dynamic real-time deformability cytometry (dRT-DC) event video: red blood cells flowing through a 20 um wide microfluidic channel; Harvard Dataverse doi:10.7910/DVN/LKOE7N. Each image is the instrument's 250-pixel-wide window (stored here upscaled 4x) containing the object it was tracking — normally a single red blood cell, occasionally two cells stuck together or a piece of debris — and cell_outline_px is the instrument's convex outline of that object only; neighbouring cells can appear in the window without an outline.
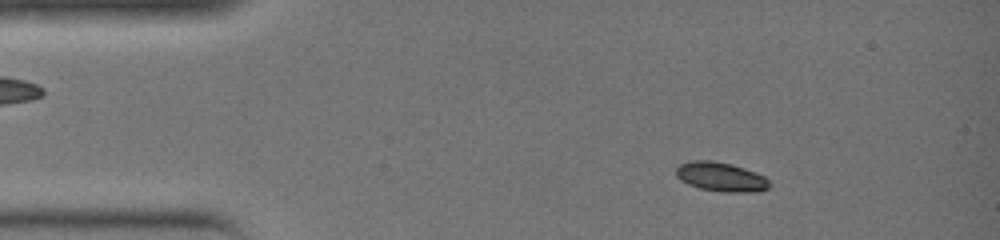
{"species": "common noctule bat (a hibernating species)", "species_latin": "Nyctalus noctula", "temperature_condition": "warm", "stored_images_in_passage": 36, "camera_frame_rate_fps": 3000, "um_per_image_px": 0.085, "animal": {"sex": "female", "body_mass_g": 19.0, "forearm_length_mm": 51.5}, "frame": {"image": 1, "passage_image": 6, "time_ms": 1.667, "image_size_px": [1000, 240], "cell_outline_px": [[772, 184], [768, 188], [756, 192], [724, 192], [700, 188], [688, 184], [680, 180], [676, 176], [676, 168], [680, 164], [692, 160], [712, 160], [732, 164], [744, 168], [764, 176]], "centroid_in_image_um": [61.28, 15.03], "position_along_channel_um": 23.7, "area_um2": 15.95}}
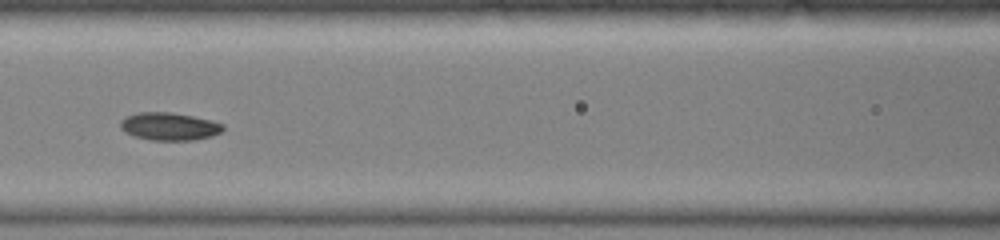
{"frame": {"image": 2, "passage_image": 17, "time_ms": 5.333, "image_size_px": [1000, 240], "cell_outline_px": [[224, 128], [220, 132], [212, 136], [192, 140], [152, 140], [132, 136], [124, 132], [120, 128], [120, 120], [124, 116], [136, 112], [172, 112], [192, 116], [224, 124]], "centroid_in_image_um": [14.32, 10.74], "position_along_channel_um": 152.3, "area_um2": 16.7}}
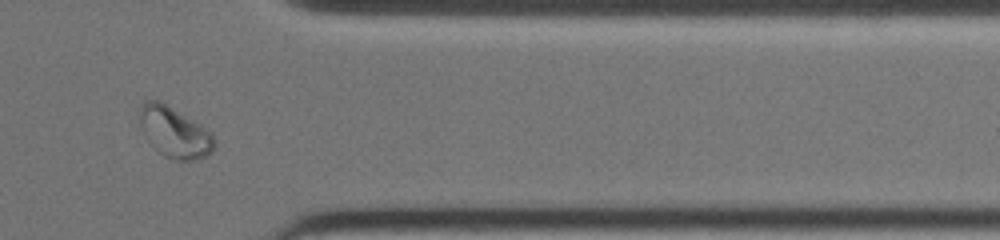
{"frame": {"image": 3, "passage_image": 31, "time_ms": 10.0, "image_size_px": [1000, 240], "cell_outline_px": [[216, 144], [212, 152], [208, 156], [200, 160], [176, 160], [164, 156], [148, 144], [144, 136], [136, 116], [140, 104], [144, 100], [160, 100], [208, 128], [212, 132]], "centroid_in_image_um": [14.8, 11.23], "position_along_channel_um": 396.6, "area_um2": 23.0}}